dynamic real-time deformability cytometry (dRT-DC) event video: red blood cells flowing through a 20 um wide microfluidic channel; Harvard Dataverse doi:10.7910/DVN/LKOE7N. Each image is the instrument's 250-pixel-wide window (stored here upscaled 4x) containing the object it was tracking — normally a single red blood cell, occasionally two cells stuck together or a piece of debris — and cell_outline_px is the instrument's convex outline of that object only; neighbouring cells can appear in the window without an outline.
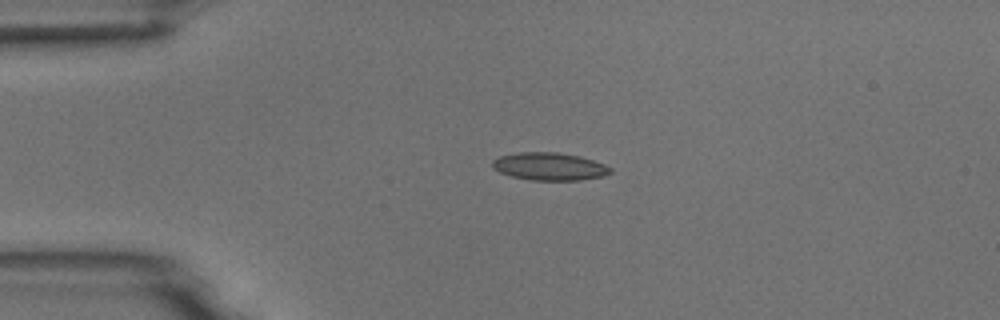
{"species": "common noctule bat (a hibernating species)", "species_latin": "Nyctalus noctula", "temperature_condition": "room temperature", "stored_images_in_passage": 4, "camera_frame_rate_fps": 3000, "um_per_image_px": 0.085, "animal": {"sex": "male", "body_mass_g": 18.8}, "frame": {"image": 1, "passage_image": 2, "time_ms": 2.0, "image_size_px": [1000, 320], "cell_outline_px": [[612, 172], [604, 176], [580, 180], [532, 180], [512, 176], [500, 172], [492, 168], [492, 160], [500, 156], [520, 152], [556, 152], [580, 156], [604, 164], [612, 168]], "centroid_in_image_um": [46.71, 14.15], "position_along_channel_um": 38.3, "area_um2": 19.02}}